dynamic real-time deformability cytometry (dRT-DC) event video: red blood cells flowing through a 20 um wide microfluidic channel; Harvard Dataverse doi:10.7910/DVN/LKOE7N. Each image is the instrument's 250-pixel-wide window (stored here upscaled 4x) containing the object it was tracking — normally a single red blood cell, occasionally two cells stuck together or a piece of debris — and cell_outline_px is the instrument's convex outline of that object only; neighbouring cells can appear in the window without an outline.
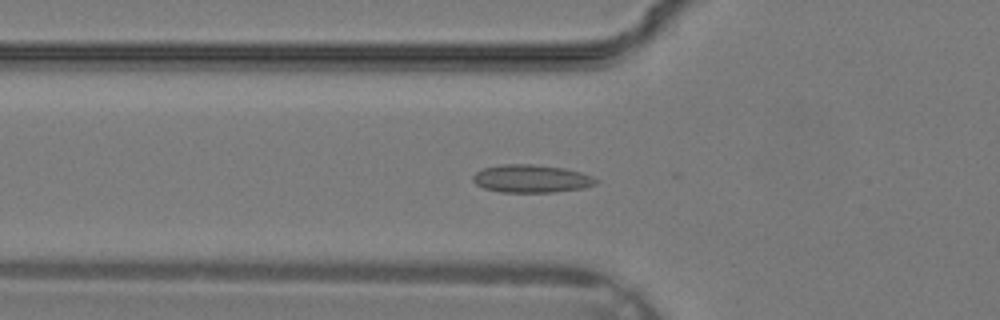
{"species": "common noctule bat (a hibernating species)", "species_latin": "Nyctalus noctula", "temperature_condition": "warm", "stored_images_in_passage": 34, "camera_frame_rate_fps": 3000, "um_per_image_px": 0.085, "animal": {"sex": "male", "body_mass_g": 19.2, "forearm_length_mm": 51.8}, "frame": {"image": 1, "passage_image": 11, "time_ms": 3.333, "image_size_px": [1000, 320], "cell_outline_px": [[596, 184], [584, 188], [552, 192], [500, 192], [484, 188], [476, 184], [472, 180], [472, 176], [476, 172], [484, 168], [500, 164], [532, 164], [564, 168], [580, 172], [592, 176], [596, 180]], "centroid_in_image_um": [45.13, 15.18], "position_along_channel_um": 80.7, "area_um2": 19.94}}
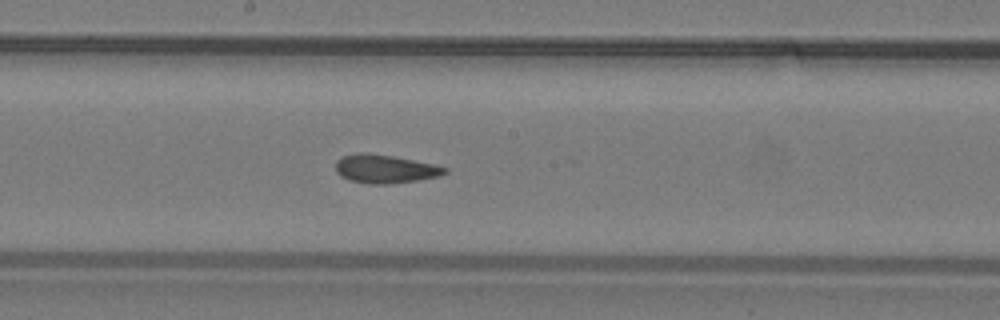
{"frame": {"image": 2, "passage_image": 18, "time_ms": 5.667, "image_size_px": [1000, 320], "cell_outline_px": [[448, 172], [440, 176], [416, 180], [388, 184], [368, 184], [348, 180], [340, 176], [336, 172], [336, 160], [340, 156], [356, 152], [364, 152], [392, 156], [436, 164], [448, 168]], "centroid_in_image_um": [32.7, 14.35], "position_along_channel_um": 215.5, "area_um2": 18.38}}
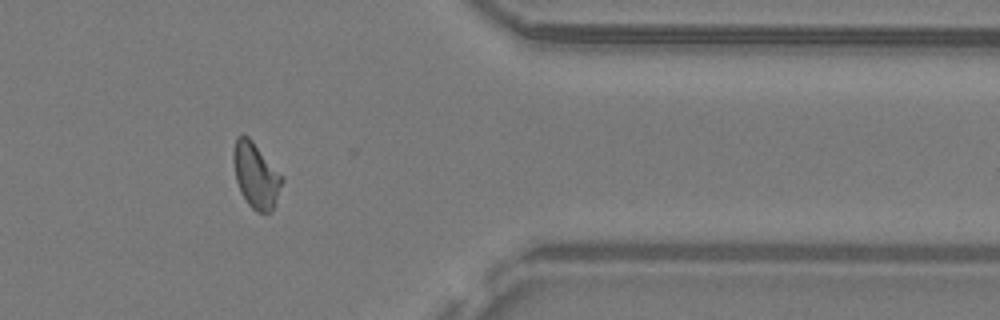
{"frame": {"image": 3, "passage_image": 28, "time_ms": 9.0, "image_size_px": [1000, 320], "cell_outline_px": [[284, 180], [272, 208], [268, 212], [256, 212], [248, 204], [240, 192], [236, 180], [232, 160], [232, 152], [236, 136], [248, 136], [252, 140], [284, 176]], "centroid_in_image_um": [21.73, 14.87], "position_along_channel_um": 389.7, "area_um2": 18.55}}